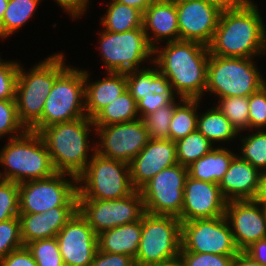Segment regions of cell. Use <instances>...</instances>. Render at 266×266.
Instances as JSON below:
<instances>
[{"label": "cell", "mask_w": 266, "mask_h": 266, "mask_svg": "<svg viewBox=\"0 0 266 266\" xmlns=\"http://www.w3.org/2000/svg\"><path fill=\"white\" fill-rule=\"evenodd\" d=\"M154 48L153 64L183 99H203L207 86L208 46L196 41L176 40ZM161 48V49H160Z\"/></svg>", "instance_id": "cell-1"}, {"label": "cell", "mask_w": 266, "mask_h": 266, "mask_svg": "<svg viewBox=\"0 0 266 266\" xmlns=\"http://www.w3.org/2000/svg\"><path fill=\"white\" fill-rule=\"evenodd\" d=\"M258 5L250 0L238 9L222 10L209 54L254 58L266 53V25Z\"/></svg>", "instance_id": "cell-2"}, {"label": "cell", "mask_w": 266, "mask_h": 266, "mask_svg": "<svg viewBox=\"0 0 266 266\" xmlns=\"http://www.w3.org/2000/svg\"><path fill=\"white\" fill-rule=\"evenodd\" d=\"M91 130L95 132V125L86 116L51 124L39 132L56 172L78 177L85 170L90 157L96 152L95 143L92 145L89 138ZM89 152H92L91 155Z\"/></svg>", "instance_id": "cell-3"}, {"label": "cell", "mask_w": 266, "mask_h": 266, "mask_svg": "<svg viewBox=\"0 0 266 266\" xmlns=\"http://www.w3.org/2000/svg\"><path fill=\"white\" fill-rule=\"evenodd\" d=\"M65 54L54 53L25 70L19 63L15 102L19 121L29 130L41 117L55 79L69 66Z\"/></svg>", "instance_id": "cell-4"}, {"label": "cell", "mask_w": 266, "mask_h": 266, "mask_svg": "<svg viewBox=\"0 0 266 266\" xmlns=\"http://www.w3.org/2000/svg\"><path fill=\"white\" fill-rule=\"evenodd\" d=\"M0 172L3 180L22 183L53 176V167L47 146L38 132L26 130L18 137L8 139L0 150Z\"/></svg>", "instance_id": "cell-5"}, {"label": "cell", "mask_w": 266, "mask_h": 266, "mask_svg": "<svg viewBox=\"0 0 266 266\" xmlns=\"http://www.w3.org/2000/svg\"><path fill=\"white\" fill-rule=\"evenodd\" d=\"M254 58L209 56L205 93L224 97H249L261 89L266 80L258 71Z\"/></svg>", "instance_id": "cell-6"}, {"label": "cell", "mask_w": 266, "mask_h": 266, "mask_svg": "<svg viewBox=\"0 0 266 266\" xmlns=\"http://www.w3.org/2000/svg\"><path fill=\"white\" fill-rule=\"evenodd\" d=\"M78 199L113 200L129 196L135 189L129 164L93 153L85 170L77 177Z\"/></svg>", "instance_id": "cell-7"}, {"label": "cell", "mask_w": 266, "mask_h": 266, "mask_svg": "<svg viewBox=\"0 0 266 266\" xmlns=\"http://www.w3.org/2000/svg\"><path fill=\"white\" fill-rule=\"evenodd\" d=\"M86 117L85 69L68 66L56 79L46 98L42 117L29 129L40 132L60 122Z\"/></svg>", "instance_id": "cell-8"}, {"label": "cell", "mask_w": 266, "mask_h": 266, "mask_svg": "<svg viewBox=\"0 0 266 266\" xmlns=\"http://www.w3.org/2000/svg\"><path fill=\"white\" fill-rule=\"evenodd\" d=\"M99 51L105 72H128L153 64L154 48L149 44L143 26L122 33L99 32ZM151 58V59H149ZM144 62V63H143ZM142 67V68H141Z\"/></svg>", "instance_id": "cell-9"}, {"label": "cell", "mask_w": 266, "mask_h": 266, "mask_svg": "<svg viewBox=\"0 0 266 266\" xmlns=\"http://www.w3.org/2000/svg\"><path fill=\"white\" fill-rule=\"evenodd\" d=\"M181 221L170 215L145 212L141 218V239L135 262L149 265L180 254Z\"/></svg>", "instance_id": "cell-10"}, {"label": "cell", "mask_w": 266, "mask_h": 266, "mask_svg": "<svg viewBox=\"0 0 266 266\" xmlns=\"http://www.w3.org/2000/svg\"><path fill=\"white\" fill-rule=\"evenodd\" d=\"M57 206H78L77 177L56 172L19 183V213H45Z\"/></svg>", "instance_id": "cell-11"}, {"label": "cell", "mask_w": 266, "mask_h": 266, "mask_svg": "<svg viewBox=\"0 0 266 266\" xmlns=\"http://www.w3.org/2000/svg\"><path fill=\"white\" fill-rule=\"evenodd\" d=\"M78 212L98 235L105 230L140 221L145 208L140 190H134L120 199H78Z\"/></svg>", "instance_id": "cell-12"}, {"label": "cell", "mask_w": 266, "mask_h": 266, "mask_svg": "<svg viewBox=\"0 0 266 266\" xmlns=\"http://www.w3.org/2000/svg\"><path fill=\"white\" fill-rule=\"evenodd\" d=\"M239 251L225 215L181 223L180 252L235 255Z\"/></svg>", "instance_id": "cell-13"}, {"label": "cell", "mask_w": 266, "mask_h": 266, "mask_svg": "<svg viewBox=\"0 0 266 266\" xmlns=\"http://www.w3.org/2000/svg\"><path fill=\"white\" fill-rule=\"evenodd\" d=\"M187 167L176 164L161 170L141 189L145 212L179 217L183 208Z\"/></svg>", "instance_id": "cell-14"}, {"label": "cell", "mask_w": 266, "mask_h": 266, "mask_svg": "<svg viewBox=\"0 0 266 266\" xmlns=\"http://www.w3.org/2000/svg\"><path fill=\"white\" fill-rule=\"evenodd\" d=\"M99 137L96 152L106 158L130 163L149 141L148 131L142 119L130 122L95 126Z\"/></svg>", "instance_id": "cell-15"}, {"label": "cell", "mask_w": 266, "mask_h": 266, "mask_svg": "<svg viewBox=\"0 0 266 266\" xmlns=\"http://www.w3.org/2000/svg\"><path fill=\"white\" fill-rule=\"evenodd\" d=\"M176 5L179 40L208 46L218 26L222 10L208 0H189Z\"/></svg>", "instance_id": "cell-16"}, {"label": "cell", "mask_w": 266, "mask_h": 266, "mask_svg": "<svg viewBox=\"0 0 266 266\" xmlns=\"http://www.w3.org/2000/svg\"><path fill=\"white\" fill-rule=\"evenodd\" d=\"M56 239L65 266H90L98 249L97 234L78 211Z\"/></svg>", "instance_id": "cell-17"}, {"label": "cell", "mask_w": 266, "mask_h": 266, "mask_svg": "<svg viewBox=\"0 0 266 266\" xmlns=\"http://www.w3.org/2000/svg\"><path fill=\"white\" fill-rule=\"evenodd\" d=\"M225 217L240 251L266 238V209L256 200L228 201Z\"/></svg>", "instance_id": "cell-18"}, {"label": "cell", "mask_w": 266, "mask_h": 266, "mask_svg": "<svg viewBox=\"0 0 266 266\" xmlns=\"http://www.w3.org/2000/svg\"><path fill=\"white\" fill-rule=\"evenodd\" d=\"M227 202L218 184L195 180L188 175L184 186L183 208L178 218L182 223L224 216Z\"/></svg>", "instance_id": "cell-19"}, {"label": "cell", "mask_w": 266, "mask_h": 266, "mask_svg": "<svg viewBox=\"0 0 266 266\" xmlns=\"http://www.w3.org/2000/svg\"><path fill=\"white\" fill-rule=\"evenodd\" d=\"M176 164V142L150 138L147 145L129 163L131 184L135 190H140L161 170Z\"/></svg>", "instance_id": "cell-20"}, {"label": "cell", "mask_w": 266, "mask_h": 266, "mask_svg": "<svg viewBox=\"0 0 266 266\" xmlns=\"http://www.w3.org/2000/svg\"><path fill=\"white\" fill-rule=\"evenodd\" d=\"M77 211L78 206H57L45 213H19L24 246L35 240L56 237Z\"/></svg>", "instance_id": "cell-21"}, {"label": "cell", "mask_w": 266, "mask_h": 266, "mask_svg": "<svg viewBox=\"0 0 266 266\" xmlns=\"http://www.w3.org/2000/svg\"><path fill=\"white\" fill-rule=\"evenodd\" d=\"M260 177V171L236 155L218 185L227 201L255 200Z\"/></svg>", "instance_id": "cell-22"}, {"label": "cell", "mask_w": 266, "mask_h": 266, "mask_svg": "<svg viewBox=\"0 0 266 266\" xmlns=\"http://www.w3.org/2000/svg\"><path fill=\"white\" fill-rule=\"evenodd\" d=\"M143 28L153 48L164 40H179L176 5L169 0H156L143 12Z\"/></svg>", "instance_id": "cell-23"}, {"label": "cell", "mask_w": 266, "mask_h": 266, "mask_svg": "<svg viewBox=\"0 0 266 266\" xmlns=\"http://www.w3.org/2000/svg\"><path fill=\"white\" fill-rule=\"evenodd\" d=\"M106 74L103 79L90 82L91 75L85 70V113L90 119L127 90L125 72Z\"/></svg>", "instance_id": "cell-24"}, {"label": "cell", "mask_w": 266, "mask_h": 266, "mask_svg": "<svg viewBox=\"0 0 266 266\" xmlns=\"http://www.w3.org/2000/svg\"><path fill=\"white\" fill-rule=\"evenodd\" d=\"M141 239V220L117 226L97 235L98 250L130 255L135 259Z\"/></svg>", "instance_id": "cell-25"}, {"label": "cell", "mask_w": 266, "mask_h": 266, "mask_svg": "<svg viewBox=\"0 0 266 266\" xmlns=\"http://www.w3.org/2000/svg\"><path fill=\"white\" fill-rule=\"evenodd\" d=\"M236 155L224 145L217 146L188 166V175L195 180L219 184Z\"/></svg>", "instance_id": "cell-26"}, {"label": "cell", "mask_w": 266, "mask_h": 266, "mask_svg": "<svg viewBox=\"0 0 266 266\" xmlns=\"http://www.w3.org/2000/svg\"><path fill=\"white\" fill-rule=\"evenodd\" d=\"M125 73L127 90L136 102L151 94H174L171 83L154 64L153 68L151 65Z\"/></svg>", "instance_id": "cell-27"}, {"label": "cell", "mask_w": 266, "mask_h": 266, "mask_svg": "<svg viewBox=\"0 0 266 266\" xmlns=\"http://www.w3.org/2000/svg\"><path fill=\"white\" fill-rule=\"evenodd\" d=\"M197 130L215 147L217 143L232 141L240 134L216 105L198 114Z\"/></svg>", "instance_id": "cell-28"}, {"label": "cell", "mask_w": 266, "mask_h": 266, "mask_svg": "<svg viewBox=\"0 0 266 266\" xmlns=\"http://www.w3.org/2000/svg\"><path fill=\"white\" fill-rule=\"evenodd\" d=\"M106 6L107 10L100 18L102 29L122 33L143 26V13L140 10L115 1L106 3Z\"/></svg>", "instance_id": "cell-29"}, {"label": "cell", "mask_w": 266, "mask_h": 266, "mask_svg": "<svg viewBox=\"0 0 266 266\" xmlns=\"http://www.w3.org/2000/svg\"><path fill=\"white\" fill-rule=\"evenodd\" d=\"M137 103L125 90L119 97L101 109L93 118L95 126H108L139 119Z\"/></svg>", "instance_id": "cell-30"}, {"label": "cell", "mask_w": 266, "mask_h": 266, "mask_svg": "<svg viewBox=\"0 0 266 266\" xmlns=\"http://www.w3.org/2000/svg\"><path fill=\"white\" fill-rule=\"evenodd\" d=\"M200 99H183L173 112L169 125V139L177 141L197 130ZM199 106V107H198Z\"/></svg>", "instance_id": "cell-31"}, {"label": "cell", "mask_w": 266, "mask_h": 266, "mask_svg": "<svg viewBox=\"0 0 266 266\" xmlns=\"http://www.w3.org/2000/svg\"><path fill=\"white\" fill-rule=\"evenodd\" d=\"M41 0H9L0 24V39H8L33 17Z\"/></svg>", "instance_id": "cell-32"}, {"label": "cell", "mask_w": 266, "mask_h": 266, "mask_svg": "<svg viewBox=\"0 0 266 266\" xmlns=\"http://www.w3.org/2000/svg\"><path fill=\"white\" fill-rule=\"evenodd\" d=\"M214 147L198 130L176 141L178 164L190 166L196 160L209 153Z\"/></svg>", "instance_id": "cell-33"}, {"label": "cell", "mask_w": 266, "mask_h": 266, "mask_svg": "<svg viewBox=\"0 0 266 266\" xmlns=\"http://www.w3.org/2000/svg\"><path fill=\"white\" fill-rule=\"evenodd\" d=\"M240 154L237 155L249 162L261 173L266 172V130H253L241 137Z\"/></svg>", "instance_id": "cell-34"}, {"label": "cell", "mask_w": 266, "mask_h": 266, "mask_svg": "<svg viewBox=\"0 0 266 266\" xmlns=\"http://www.w3.org/2000/svg\"><path fill=\"white\" fill-rule=\"evenodd\" d=\"M239 133L249 130V97H224L215 103Z\"/></svg>", "instance_id": "cell-35"}, {"label": "cell", "mask_w": 266, "mask_h": 266, "mask_svg": "<svg viewBox=\"0 0 266 266\" xmlns=\"http://www.w3.org/2000/svg\"><path fill=\"white\" fill-rule=\"evenodd\" d=\"M183 100L178 98L170 104L158 108L154 113L147 115L142 120L151 139H169V125L175 107Z\"/></svg>", "instance_id": "cell-36"}, {"label": "cell", "mask_w": 266, "mask_h": 266, "mask_svg": "<svg viewBox=\"0 0 266 266\" xmlns=\"http://www.w3.org/2000/svg\"><path fill=\"white\" fill-rule=\"evenodd\" d=\"M26 247L38 266H65L56 237L35 240Z\"/></svg>", "instance_id": "cell-37"}, {"label": "cell", "mask_w": 266, "mask_h": 266, "mask_svg": "<svg viewBox=\"0 0 266 266\" xmlns=\"http://www.w3.org/2000/svg\"><path fill=\"white\" fill-rule=\"evenodd\" d=\"M27 129L19 121L15 99H0V138L12 139L23 134Z\"/></svg>", "instance_id": "cell-38"}, {"label": "cell", "mask_w": 266, "mask_h": 266, "mask_svg": "<svg viewBox=\"0 0 266 266\" xmlns=\"http://www.w3.org/2000/svg\"><path fill=\"white\" fill-rule=\"evenodd\" d=\"M22 246L19 217L0 222V260Z\"/></svg>", "instance_id": "cell-39"}, {"label": "cell", "mask_w": 266, "mask_h": 266, "mask_svg": "<svg viewBox=\"0 0 266 266\" xmlns=\"http://www.w3.org/2000/svg\"><path fill=\"white\" fill-rule=\"evenodd\" d=\"M19 216V184L3 180L0 183V222Z\"/></svg>", "instance_id": "cell-40"}, {"label": "cell", "mask_w": 266, "mask_h": 266, "mask_svg": "<svg viewBox=\"0 0 266 266\" xmlns=\"http://www.w3.org/2000/svg\"><path fill=\"white\" fill-rule=\"evenodd\" d=\"M266 130V84L249 96V131Z\"/></svg>", "instance_id": "cell-41"}, {"label": "cell", "mask_w": 266, "mask_h": 266, "mask_svg": "<svg viewBox=\"0 0 266 266\" xmlns=\"http://www.w3.org/2000/svg\"><path fill=\"white\" fill-rule=\"evenodd\" d=\"M19 61L4 60L0 64V99H15Z\"/></svg>", "instance_id": "cell-42"}, {"label": "cell", "mask_w": 266, "mask_h": 266, "mask_svg": "<svg viewBox=\"0 0 266 266\" xmlns=\"http://www.w3.org/2000/svg\"><path fill=\"white\" fill-rule=\"evenodd\" d=\"M184 266H231L234 255L180 252Z\"/></svg>", "instance_id": "cell-43"}, {"label": "cell", "mask_w": 266, "mask_h": 266, "mask_svg": "<svg viewBox=\"0 0 266 266\" xmlns=\"http://www.w3.org/2000/svg\"><path fill=\"white\" fill-rule=\"evenodd\" d=\"M175 94H151L137 101V112L140 119L154 113L158 108L164 107L175 100Z\"/></svg>", "instance_id": "cell-44"}, {"label": "cell", "mask_w": 266, "mask_h": 266, "mask_svg": "<svg viewBox=\"0 0 266 266\" xmlns=\"http://www.w3.org/2000/svg\"><path fill=\"white\" fill-rule=\"evenodd\" d=\"M134 258L125 254H113L97 249L90 266H131Z\"/></svg>", "instance_id": "cell-45"}, {"label": "cell", "mask_w": 266, "mask_h": 266, "mask_svg": "<svg viewBox=\"0 0 266 266\" xmlns=\"http://www.w3.org/2000/svg\"><path fill=\"white\" fill-rule=\"evenodd\" d=\"M0 266H38L32 253L26 246L10 252L0 260Z\"/></svg>", "instance_id": "cell-46"}, {"label": "cell", "mask_w": 266, "mask_h": 266, "mask_svg": "<svg viewBox=\"0 0 266 266\" xmlns=\"http://www.w3.org/2000/svg\"><path fill=\"white\" fill-rule=\"evenodd\" d=\"M55 2L73 19L83 16L90 4V0H55Z\"/></svg>", "instance_id": "cell-47"}, {"label": "cell", "mask_w": 266, "mask_h": 266, "mask_svg": "<svg viewBox=\"0 0 266 266\" xmlns=\"http://www.w3.org/2000/svg\"><path fill=\"white\" fill-rule=\"evenodd\" d=\"M244 251L262 266H266V238L252 243Z\"/></svg>", "instance_id": "cell-48"}, {"label": "cell", "mask_w": 266, "mask_h": 266, "mask_svg": "<svg viewBox=\"0 0 266 266\" xmlns=\"http://www.w3.org/2000/svg\"><path fill=\"white\" fill-rule=\"evenodd\" d=\"M221 10L238 9L245 6L250 0H208Z\"/></svg>", "instance_id": "cell-49"}, {"label": "cell", "mask_w": 266, "mask_h": 266, "mask_svg": "<svg viewBox=\"0 0 266 266\" xmlns=\"http://www.w3.org/2000/svg\"><path fill=\"white\" fill-rule=\"evenodd\" d=\"M231 266H262L252 259L245 251H239L233 256Z\"/></svg>", "instance_id": "cell-50"}, {"label": "cell", "mask_w": 266, "mask_h": 266, "mask_svg": "<svg viewBox=\"0 0 266 266\" xmlns=\"http://www.w3.org/2000/svg\"><path fill=\"white\" fill-rule=\"evenodd\" d=\"M140 10L142 13L156 0H111Z\"/></svg>", "instance_id": "cell-51"}, {"label": "cell", "mask_w": 266, "mask_h": 266, "mask_svg": "<svg viewBox=\"0 0 266 266\" xmlns=\"http://www.w3.org/2000/svg\"><path fill=\"white\" fill-rule=\"evenodd\" d=\"M255 200L266 209V172L261 173L259 191Z\"/></svg>", "instance_id": "cell-52"}, {"label": "cell", "mask_w": 266, "mask_h": 266, "mask_svg": "<svg viewBox=\"0 0 266 266\" xmlns=\"http://www.w3.org/2000/svg\"><path fill=\"white\" fill-rule=\"evenodd\" d=\"M147 266H184V262L179 254L178 256L164 260L163 262L153 263Z\"/></svg>", "instance_id": "cell-53"}, {"label": "cell", "mask_w": 266, "mask_h": 266, "mask_svg": "<svg viewBox=\"0 0 266 266\" xmlns=\"http://www.w3.org/2000/svg\"><path fill=\"white\" fill-rule=\"evenodd\" d=\"M9 0H0V24L2 23L4 12L8 6Z\"/></svg>", "instance_id": "cell-54"}, {"label": "cell", "mask_w": 266, "mask_h": 266, "mask_svg": "<svg viewBox=\"0 0 266 266\" xmlns=\"http://www.w3.org/2000/svg\"><path fill=\"white\" fill-rule=\"evenodd\" d=\"M171 2H173L174 4H179L181 2H185V1H189V0H169Z\"/></svg>", "instance_id": "cell-55"}, {"label": "cell", "mask_w": 266, "mask_h": 266, "mask_svg": "<svg viewBox=\"0 0 266 266\" xmlns=\"http://www.w3.org/2000/svg\"><path fill=\"white\" fill-rule=\"evenodd\" d=\"M131 266H147V265H143L134 261V263Z\"/></svg>", "instance_id": "cell-56"}, {"label": "cell", "mask_w": 266, "mask_h": 266, "mask_svg": "<svg viewBox=\"0 0 266 266\" xmlns=\"http://www.w3.org/2000/svg\"><path fill=\"white\" fill-rule=\"evenodd\" d=\"M1 54V53H0ZM4 60L2 59L1 55H0V64L3 62Z\"/></svg>", "instance_id": "cell-57"}]
</instances>
